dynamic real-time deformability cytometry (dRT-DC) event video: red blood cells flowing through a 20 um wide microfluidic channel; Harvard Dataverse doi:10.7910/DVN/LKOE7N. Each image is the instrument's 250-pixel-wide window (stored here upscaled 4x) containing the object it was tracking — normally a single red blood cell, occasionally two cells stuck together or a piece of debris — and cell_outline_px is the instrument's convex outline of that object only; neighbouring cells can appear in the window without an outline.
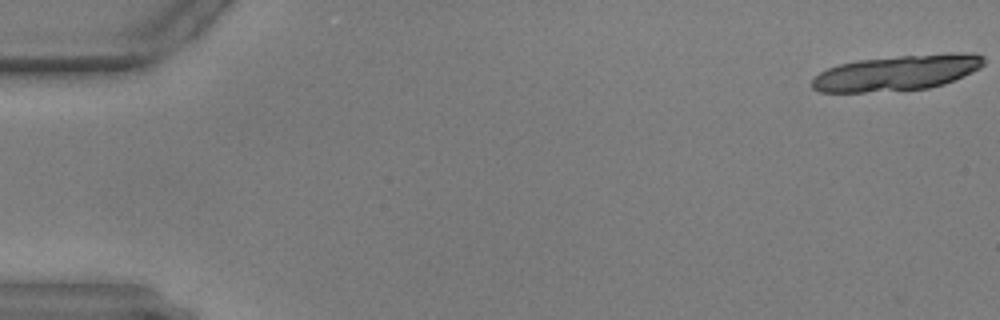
{"species": "common noctule bat (a hibernating species)", "species_latin": "Nyctalus noctula", "temperature_condition": "warm", "stored_images_in_passage": 9, "camera_frame_rate_fps": 3000, "um_per_image_px": 0.085, "animal": {"sex": "male", "body_mass_g": 17.9, "forearm_length_mm": 54.2}, "frame": {"image": 1, "passage_image": 1, "time_ms": 0.0, "image_size_px": [1000, 320], "cell_outline_px": [[984, 64], [980, 68], [964, 76], [944, 84], [928, 88], [864, 92], [820, 92], [812, 88], [812, 80], [820, 72], [828, 68], [840, 64], [856, 60], [900, 56], [952, 52], [984, 56]], "centroid_in_image_um": [76.24, 6.19], "position_along_channel_um": 8.8, "area_um2": 35.26}}